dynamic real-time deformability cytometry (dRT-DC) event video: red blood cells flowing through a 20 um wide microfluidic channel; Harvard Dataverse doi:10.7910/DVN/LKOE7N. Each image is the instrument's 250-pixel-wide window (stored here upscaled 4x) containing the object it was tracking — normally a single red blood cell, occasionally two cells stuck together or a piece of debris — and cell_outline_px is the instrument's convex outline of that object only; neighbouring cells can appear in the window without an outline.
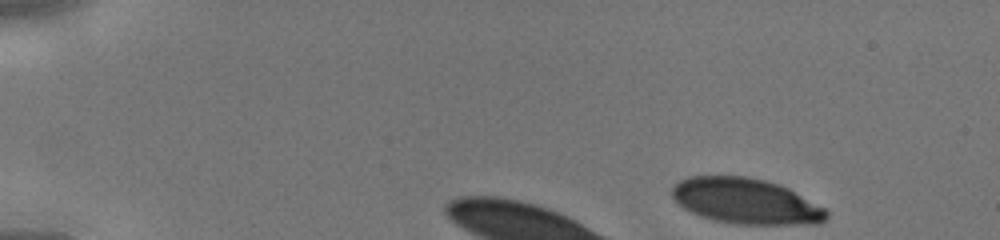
{"species": "human", "species_latin": "Homo sapiens", "temperature_condition": "cold", "stored_images_in_passage": 40, "camera_frame_rate_fps": 3000, "um_per_image_px": 0.085, "donor": {"sex": "male"}, "frame": {"image": 1, "passage_image": 1, "time_ms": 0.0, "image_size_px": [1000, 240], "cell_outline_px": [[828, 216], [820, 224], [740, 224], [716, 220], [700, 216], [684, 208], [672, 196], [672, 188], [680, 180], [688, 176], [744, 176], [764, 180], [780, 184], [788, 188], [824, 208], [828, 212]], "centroid_in_image_um": [63.41, 17.09], "position_along_channel_um": 21.6, "area_um2": 40.69}}
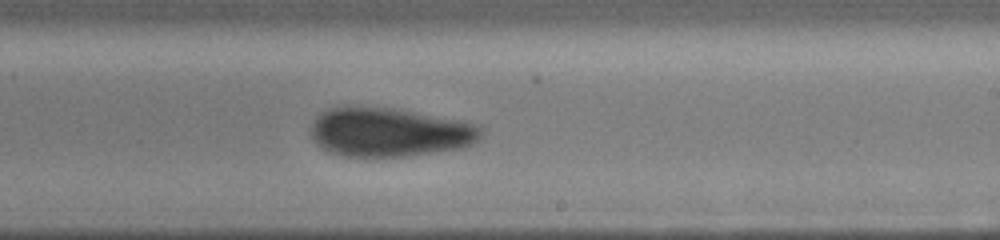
{"frame": {"image": 2, "passage_image": 24, "time_ms": 7.667, "image_size_px": [1000, 240], "cell_outline_px": [[484, 128], [480, 136], [472, 144], [460, 148], [404, 156], [340, 156], [328, 152], [320, 148], [312, 140], [312, 124], [316, 116], [328, 108], [348, 104], [392, 108], [464, 120], [476, 124]], "centroid_in_image_um": [33.05, 11.21], "position_along_channel_um": 256.0, "area_um2": 49.19}}
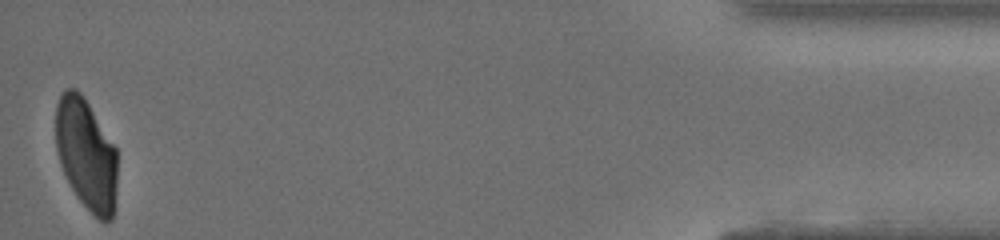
{"frame": {"image": 3, "passage_image": 40, "time_ms": 13.0, "image_size_px": [1000, 240], "cell_outline_px": [[116, 192], [112, 220], [104, 224], [76, 196], [60, 164], [56, 148], [56, 104], [64, 88], [76, 88], [84, 96], [116, 148]], "centroid_in_image_um": [7.33, 13.09], "position_along_channel_um": 427.9, "area_um2": 39.88}}